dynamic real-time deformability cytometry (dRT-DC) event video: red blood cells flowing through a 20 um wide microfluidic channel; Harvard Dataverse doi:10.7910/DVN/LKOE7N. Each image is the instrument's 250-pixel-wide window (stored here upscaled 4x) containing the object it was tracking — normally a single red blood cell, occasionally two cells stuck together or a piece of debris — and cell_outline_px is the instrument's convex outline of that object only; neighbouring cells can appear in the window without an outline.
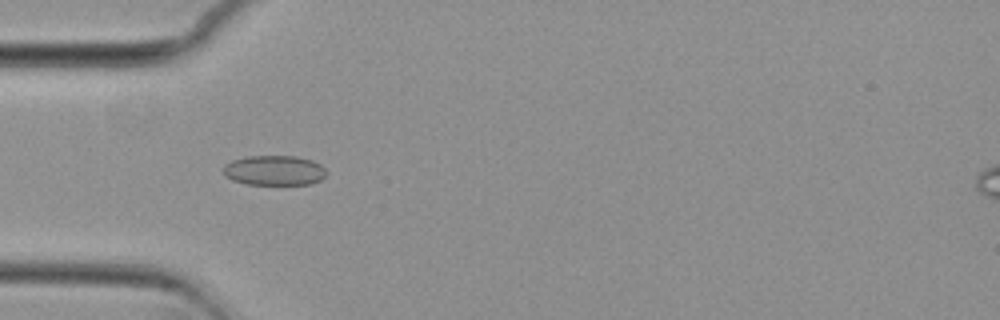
{"species": "common noctule bat (a hibernating species)", "species_latin": "Nyctalus noctula", "temperature_condition": "cold", "stored_images_in_passage": 51, "camera_frame_rate_fps": 3000, "um_per_image_px": 0.085, "animal": {"sex": "female", "body_mass_g": 29.2, "forearm_length_mm": 56.3}, "frame": {"image": 1, "passage_image": 13, "time_ms": 4.0, "image_size_px": [1000, 320], "cell_outline_px": [[328, 172], [320, 180], [312, 184], [248, 184], [232, 180], [224, 176], [224, 164], [232, 160], [248, 156], [296, 156], [312, 160], [320, 164]], "centroid_in_image_um": [23.32, 14.48], "position_along_channel_um": 61.7, "area_um2": 18.03}}
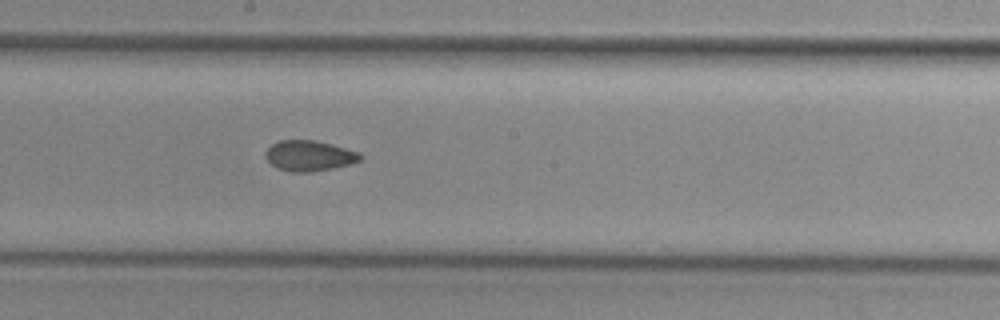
{"frame": {"image": 2, "passage_image": 26, "time_ms": 8.333, "image_size_px": [1000, 320], "cell_outline_px": [[364, 156], [360, 160], [348, 164], [332, 168], [308, 172], [292, 172], [276, 168], [264, 156], [264, 152], [272, 144], [280, 140], [316, 140], [360, 152]], "centroid_in_image_um": [26.27, 13.23], "position_along_channel_um": 221.9, "area_um2": 16.82}}
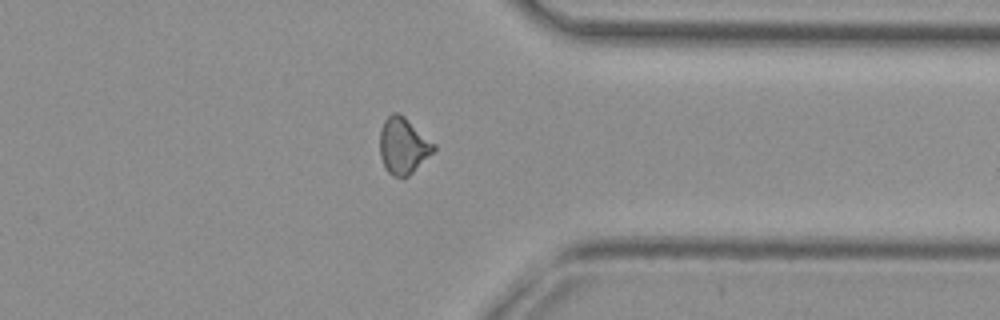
{"frame": {"image": 3, "passage_image": 39, "time_ms": 12.667, "image_size_px": [1000, 320], "cell_outline_px": [[436, 148], [408, 176], [392, 176], [384, 168], [380, 156], [380, 132], [384, 120], [392, 112], [400, 112], [436, 144]], "centroid_in_image_um": [34.25, 12.36], "position_along_channel_um": 377.1, "area_um2": 17.63}, "authors_computed_cell_mechanics": {"area_um2": 17.3978, "velocity_mm_per_s": 3.7328, "shape_relaxation_time_tau1_ms": null, "shape_relaxation_time_tau2_ms": 3.2755, "deformation_change_tau1": null, "deformation_change_tau2": 0.093}}